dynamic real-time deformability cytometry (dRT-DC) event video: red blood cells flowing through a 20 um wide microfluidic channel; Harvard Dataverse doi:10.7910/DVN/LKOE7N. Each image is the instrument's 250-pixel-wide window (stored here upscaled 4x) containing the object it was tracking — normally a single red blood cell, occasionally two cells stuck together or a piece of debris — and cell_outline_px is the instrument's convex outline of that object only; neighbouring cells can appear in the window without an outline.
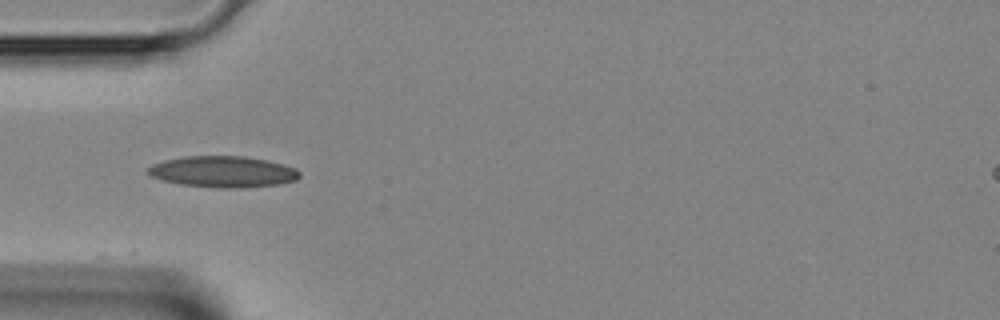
{"species": "Egyptian fruit bat (a non-hibernating species)", "species_latin": "Rousettus aegyptiacus", "temperature_condition": "room temperature", "stored_images_in_passage": 11, "camera_frame_rate_fps": 3000, "um_per_image_px": 0.085, "animal": {"sex": "female"}, "frame": {"image": 1, "passage_image": 1, "time_ms": 0.0, "image_size_px": [1000, 320], "cell_outline_px": [[300, 176], [296, 180], [280, 184], [244, 188], [216, 188], [180, 184], [164, 180], [152, 176], [148, 172], [148, 168], [152, 164], [164, 160], [184, 156], [244, 156], [284, 164], [296, 168], [300, 172]], "centroid_in_image_um": [18.98, 14.6], "position_along_channel_um": 66.0, "area_um2": 27.63}}
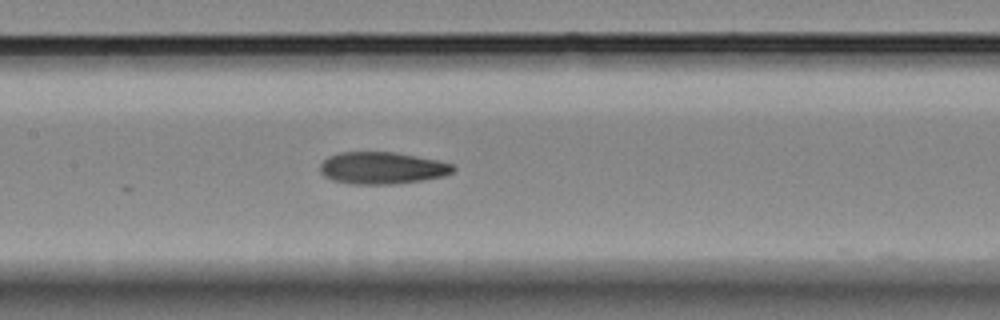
{"frame": {"image": 2, "passage_image": 8, "time_ms": 2.333, "image_size_px": [1000, 320], "cell_outline_px": [[456, 168], [452, 172], [444, 176], [424, 180], [392, 184], [352, 184], [332, 180], [324, 176], [320, 172], [320, 164], [328, 156], [340, 152], [396, 152], [456, 164]], "centroid_in_image_um": [32.49, 14.28], "position_along_channel_um": 174.9, "area_um2": 24.97}}
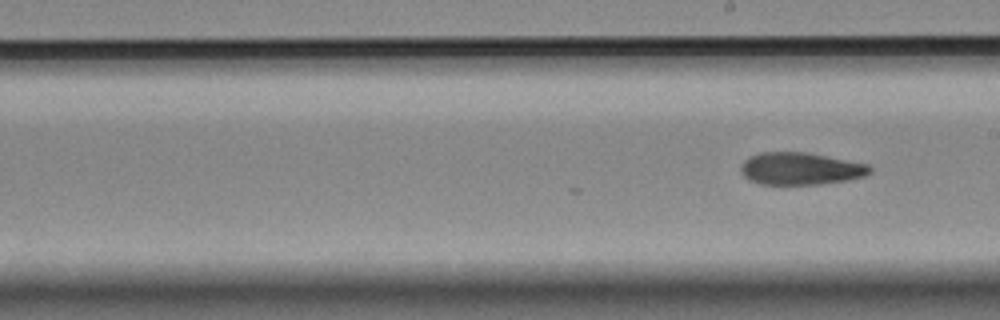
{"frame": {"image": 3, "passage_image": 11, "time_ms": 3.333, "image_size_px": [1000, 320], "cell_outline_px": [[872, 172], [864, 176], [848, 180], [820, 184], [760, 184], [748, 180], [744, 176], [740, 168], [740, 164], [744, 160], [760, 152], [804, 152], [868, 164], [872, 168]], "centroid_in_image_um": [68.03, 14.34], "position_along_channel_um": 221.0, "area_um2": 24.22}}